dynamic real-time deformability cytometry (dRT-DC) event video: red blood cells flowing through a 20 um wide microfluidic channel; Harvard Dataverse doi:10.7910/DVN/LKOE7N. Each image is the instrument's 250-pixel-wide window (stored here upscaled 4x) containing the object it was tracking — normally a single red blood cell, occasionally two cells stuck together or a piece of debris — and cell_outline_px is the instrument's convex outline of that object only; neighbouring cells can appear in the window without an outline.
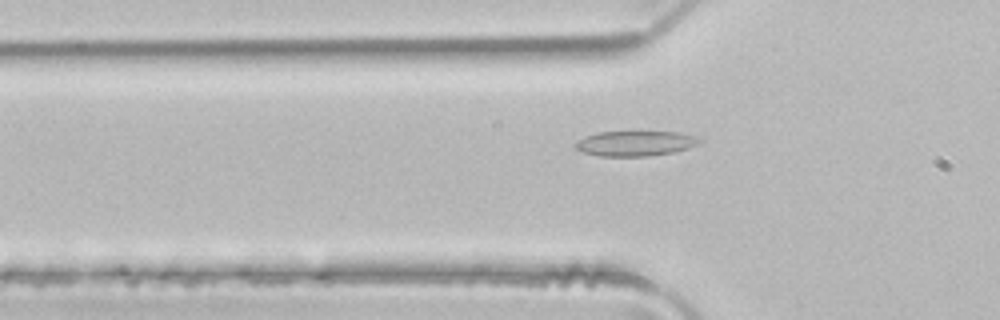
{"species": "common noctule bat (a hibernating species)", "species_latin": "Nyctalus noctula", "temperature_condition": "room temperature", "stored_images_in_passage": 39, "camera_frame_rate_fps": 3000, "um_per_image_px": 0.085, "animal": {"sex": "male", "body_mass_g": 21.5, "forearm_length_mm": 52.0}, "frame": {"image": 1, "passage_image": 7, "time_ms": 2.0, "image_size_px": [1000, 320], "cell_outline_px": [[704, 140], [688, 148], [672, 152], [648, 156], [600, 156], [584, 152], [576, 148], [572, 144], [576, 140], [596, 132], [636, 128], [680, 132], [696, 136]], "centroid_in_image_um": [53.99, 12.11], "position_along_channel_um": 71.8, "area_um2": 19.36}}
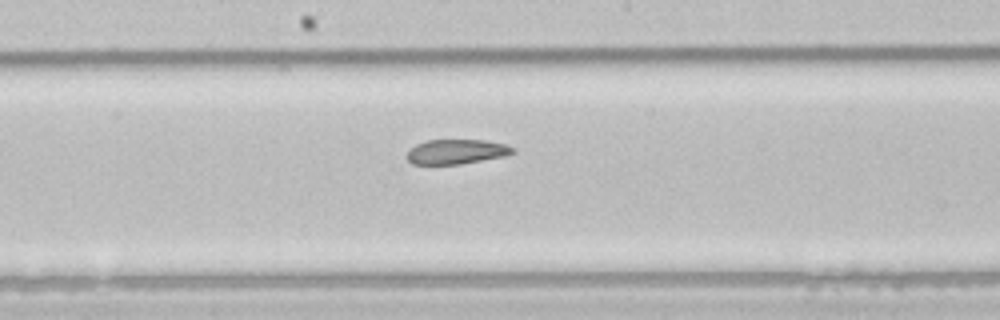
{"frame": {"image": 2, "passage_image": 17, "time_ms": 5.333, "image_size_px": [1000, 320], "cell_outline_px": [[516, 152], [504, 156], [460, 164], [412, 164], [408, 160], [408, 152], [416, 144], [428, 140], [484, 140], [504, 144], [516, 148]], "centroid_in_image_um": [38.83, 12.89], "position_along_channel_um": 209.4, "area_um2": 15.09}}
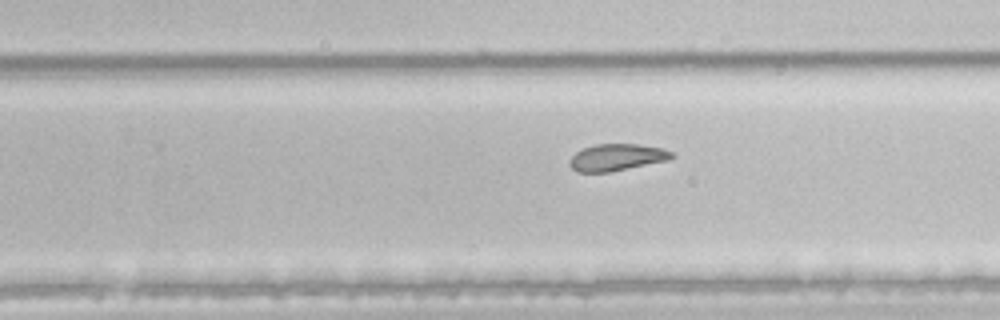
{"frame": {"image": 3, "passage_image": 22, "time_ms": 7.0, "image_size_px": [1000, 320], "cell_outline_px": [[676, 156], [668, 160], [608, 172], [576, 172], [568, 164], [568, 160], [576, 152], [584, 148], [596, 144], [636, 144], [660, 148], [672, 152]], "centroid_in_image_um": [52.39, 13.37], "position_along_channel_um": 277.4, "area_um2": 15.84}}